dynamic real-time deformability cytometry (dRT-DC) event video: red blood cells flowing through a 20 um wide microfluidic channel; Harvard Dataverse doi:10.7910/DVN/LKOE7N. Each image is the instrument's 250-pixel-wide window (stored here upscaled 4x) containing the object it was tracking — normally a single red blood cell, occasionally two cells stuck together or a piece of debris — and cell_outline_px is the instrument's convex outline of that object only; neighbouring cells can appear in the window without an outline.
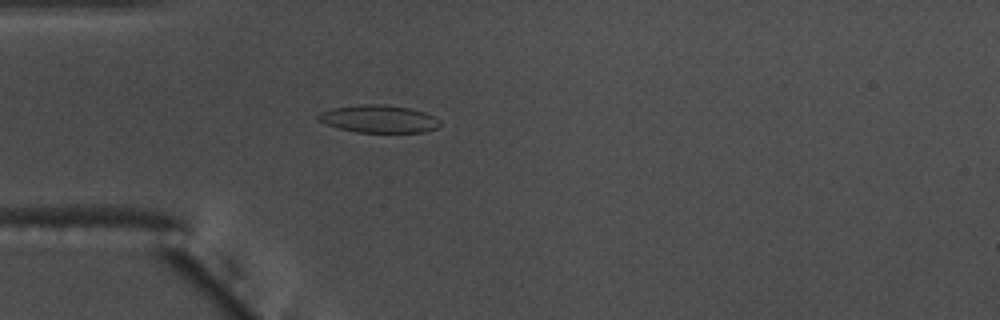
{"species": "common noctule bat (a hibernating species)", "species_latin": "Nyctalus noctula", "temperature_condition": "warm", "stored_images_in_passage": 55, "camera_frame_rate_fps": 3000, "um_per_image_px": 0.085, "animal": {"sex": "male", "body_mass_g": 17.5, "forearm_length_mm": 52.3}, "frame": {"image": 1, "passage_image": 16, "time_ms": 5.0, "image_size_px": [1000, 320], "cell_outline_px": [[440, 124], [436, 128], [424, 132], [356, 132], [324, 124], [316, 120], [316, 116], [320, 112], [332, 108], [360, 104], [384, 104], [408, 108], [424, 112], [440, 120]], "centroid_in_image_um": [32.14, 10.1], "position_along_channel_um": 52.9, "area_um2": 19.59}}
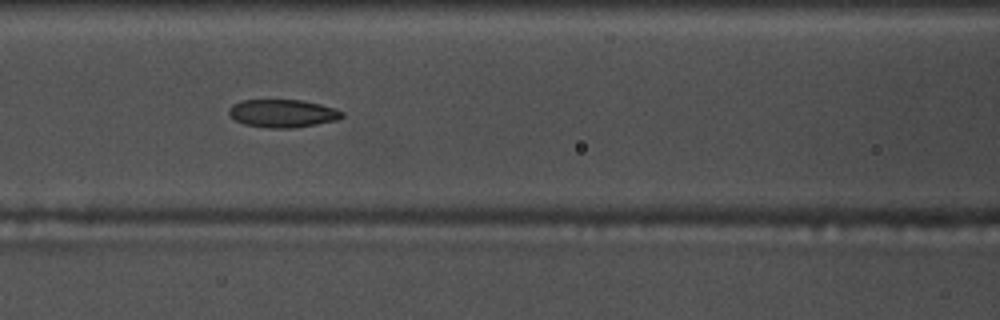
{"frame": {"image": 2, "passage_image": 24, "time_ms": 7.667, "image_size_px": [1000, 320], "cell_outline_px": [[344, 116], [336, 120], [316, 124], [292, 128], [268, 128], [244, 124], [228, 116], [228, 108], [232, 104], [240, 100], [300, 100], [320, 104], [336, 108], [344, 112]], "centroid_in_image_um": [24.0, 9.63], "position_along_channel_um": 142.6, "area_um2": 18.55}, "authors_computed_cell_mechanics": {"area_um2": 19.074, "velocity_mm_per_s": 3.682, "shape_relaxation_time_tau1_ms": null, "shape_relaxation_time_tau2_ms": 2.232, "deformation_change_tau1": null, "deformation_change_tau2": 0.0909}}